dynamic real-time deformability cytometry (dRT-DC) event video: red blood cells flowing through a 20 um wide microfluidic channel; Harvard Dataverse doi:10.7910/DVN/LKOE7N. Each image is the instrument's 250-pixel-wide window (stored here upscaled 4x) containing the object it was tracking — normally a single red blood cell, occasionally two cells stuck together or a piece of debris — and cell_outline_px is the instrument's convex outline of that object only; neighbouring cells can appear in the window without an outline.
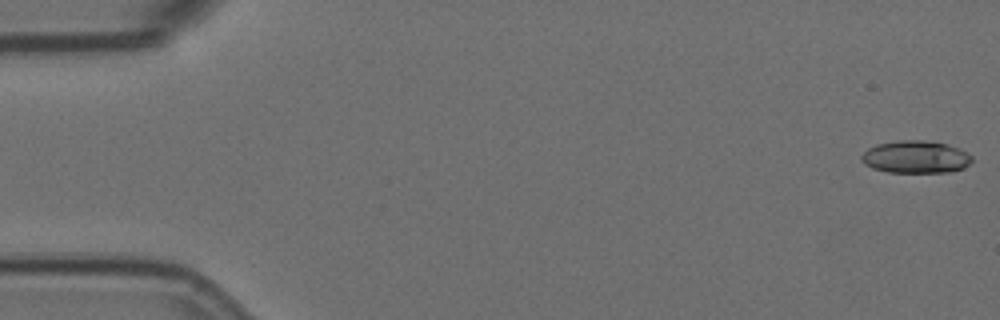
{"species": "Egyptian fruit bat (a non-hibernating species)", "species_latin": "Rousettus aegyptiacus", "temperature_condition": "room temperature", "stored_images_in_passage": 11, "camera_frame_rate_fps": 3000, "um_per_image_px": 0.085, "animal": {"sex": "female"}, "frame": {"image": 1, "passage_image": 1, "time_ms": 0.0, "image_size_px": [1000, 320], "cell_outline_px": [[972, 160], [964, 168], [948, 172], [888, 172], [872, 168], [864, 164], [860, 160], [860, 156], [868, 148], [876, 144], [900, 140], [924, 140], [948, 144], [968, 152], [972, 156]], "centroid_in_image_um": [77.82, 13.34], "position_along_channel_um": 7.2, "area_um2": 21.04}}
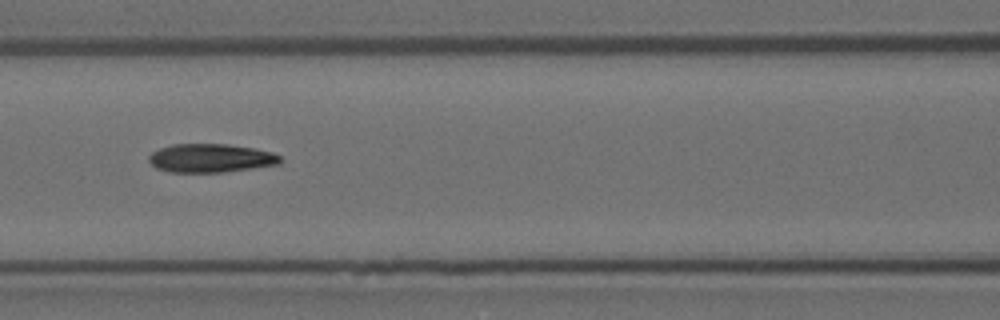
{"frame": {"image": 2, "passage_image": 7, "time_ms": 2.0, "image_size_px": [1000, 320], "cell_outline_px": [[284, 160], [280, 164], [224, 172], [168, 172], [156, 168], [148, 160], [148, 156], [152, 152], [160, 148], [172, 144], [228, 144], [256, 148], [272, 152], [280, 156]], "centroid_in_image_um": [17.93, 13.44], "position_along_channel_um": 148.7, "area_um2": 22.08}}
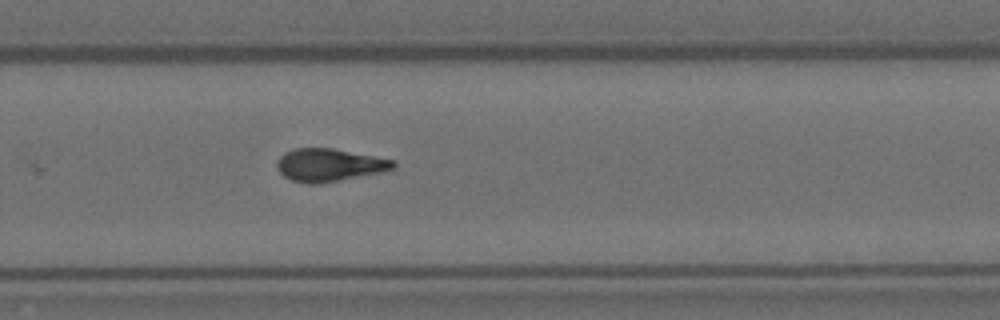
{"frame": {"image": 3, "passage_image": 11, "time_ms": 3.333, "image_size_px": [1000, 320], "cell_outline_px": [[396, 168], [384, 172], [320, 184], [308, 184], [292, 180], [284, 176], [280, 172], [276, 164], [276, 160], [284, 152], [296, 148], [332, 148], [396, 160]], "centroid_in_image_um": [28.01, 14.03], "position_along_channel_um": 301.8, "area_um2": 22.48}}